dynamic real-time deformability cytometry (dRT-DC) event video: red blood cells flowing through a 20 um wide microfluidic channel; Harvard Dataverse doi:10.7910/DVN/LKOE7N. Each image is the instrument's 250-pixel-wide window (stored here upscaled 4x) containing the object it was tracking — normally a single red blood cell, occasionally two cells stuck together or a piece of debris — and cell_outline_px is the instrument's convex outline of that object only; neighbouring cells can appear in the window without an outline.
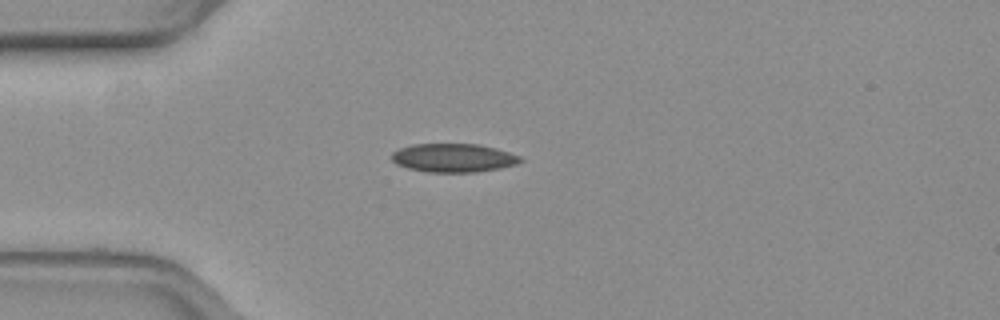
{"species": "common noctule bat (a hibernating species)", "species_latin": "Nyctalus noctula", "temperature_condition": "warm", "stored_images_in_passage": 40, "camera_frame_rate_fps": 3000, "um_per_image_px": 0.085, "animal": {"sex": "female", "body_mass_g": 19.3, "forearm_length_mm": 54.1}, "frame": {"image": 1, "passage_image": 1, "time_ms": 0.0, "image_size_px": [1000, 320], "cell_outline_px": [[524, 160], [516, 164], [500, 168], [476, 172], [428, 172], [408, 168], [396, 164], [392, 160], [392, 152], [400, 148], [412, 144], [476, 144], [496, 148], [520, 156]], "centroid_in_image_um": [38.54, 13.42], "position_along_channel_um": 46.5, "area_um2": 21.39}}
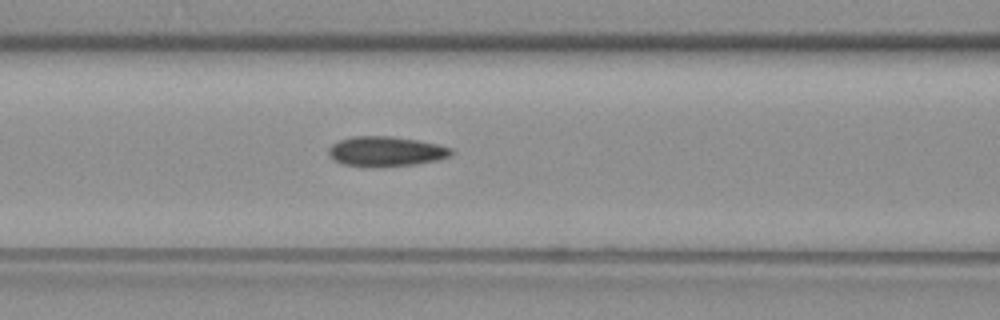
{"frame": {"image": 2, "passage_image": 9, "time_ms": 2.667, "image_size_px": [1000, 320], "cell_outline_px": [[456, 152], [452, 156], [436, 160], [416, 164], [384, 168], [364, 168], [344, 164], [332, 160], [328, 152], [328, 148], [332, 144], [340, 140], [352, 136], [388, 136], [416, 140], [436, 144], [452, 148]], "centroid_in_image_um": [32.79, 12.9], "position_along_channel_um": 133.8, "area_um2": 21.91}}
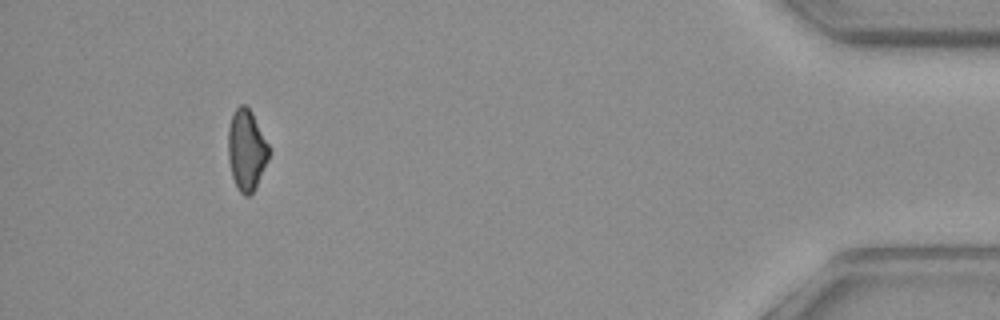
{"frame": {"image": 3, "passage_image": 36, "time_ms": 11.667, "image_size_px": [1000, 320], "cell_outline_px": [[268, 156], [256, 188], [248, 196], [244, 196], [236, 188], [232, 176], [228, 160], [228, 128], [232, 112], [240, 104], [244, 104], [252, 112], [268, 144]], "centroid_in_image_um": [20.91, 12.74], "position_along_channel_um": 414.3, "area_um2": 19.13}, "authors_computed_cell_mechanics": {"area_um2": 20.8947, "velocity_mm_per_s": 3.8815, "shape_relaxation_time_tau1_ms": 11.2471, "shape_relaxation_time_tau2_ms": 10.5552, "deformation_change_tau1": 0.1944, "deformation_change_tau2": 0.1565}}